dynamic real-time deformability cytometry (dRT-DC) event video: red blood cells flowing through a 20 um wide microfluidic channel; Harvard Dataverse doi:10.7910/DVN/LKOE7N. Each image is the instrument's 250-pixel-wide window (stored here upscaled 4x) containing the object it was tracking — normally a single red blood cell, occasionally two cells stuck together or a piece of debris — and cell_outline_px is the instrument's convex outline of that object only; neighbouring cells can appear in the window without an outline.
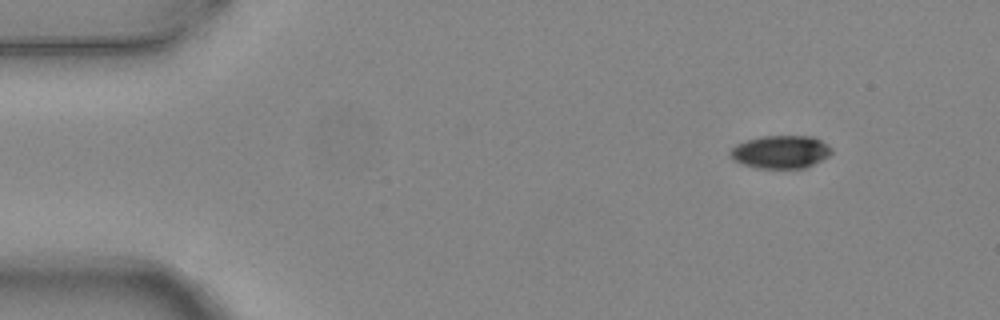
{"species": "common noctule bat (a hibernating species)", "species_latin": "Nyctalus noctula", "temperature_condition": "warm", "stored_images_in_passage": 4, "camera_frame_rate_fps": 3000, "um_per_image_px": 0.085, "animal": {"sex": "female", "body_mass_g": 24.6, "forearm_length_mm": 56.2}, "frame": {"image": 1, "passage_image": 1, "time_ms": 0.0, "image_size_px": [1000, 320], "cell_outline_px": [[832, 152], [828, 156], [804, 168], [756, 168], [732, 160], [728, 152], [736, 144], [760, 136], [812, 136], [828, 144], [832, 148]], "centroid_in_image_um": [66.33, 12.91], "position_along_channel_um": 18.7, "area_um2": 19.42}}
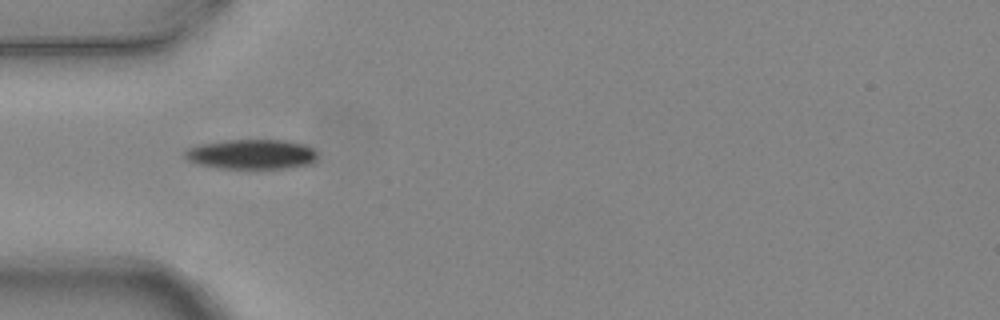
{"frame": {"image": 2, "passage_image": 4, "time_ms": 1.0, "image_size_px": [1000, 320], "cell_outline_px": [[316, 160], [312, 164], [288, 168], [216, 168], [196, 164], [188, 160], [184, 156], [184, 152], [188, 148], [200, 144], [224, 140], [288, 140], [304, 144], [312, 148], [316, 152]], "centroid_in_image_um": [21.38, 13.11], "position_along_channel_um": 63.6, "area_um2": 23.24}}